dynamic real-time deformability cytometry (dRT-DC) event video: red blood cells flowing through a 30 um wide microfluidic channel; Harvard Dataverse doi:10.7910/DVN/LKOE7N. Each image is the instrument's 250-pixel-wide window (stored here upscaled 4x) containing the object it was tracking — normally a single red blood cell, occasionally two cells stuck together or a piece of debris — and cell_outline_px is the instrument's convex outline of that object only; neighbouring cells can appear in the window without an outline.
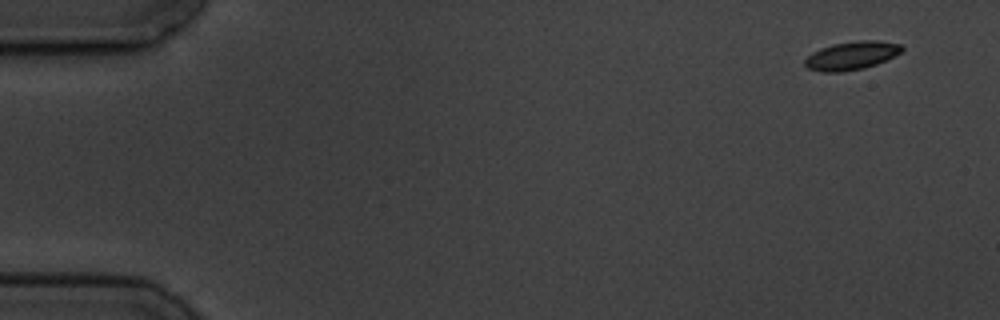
{"species": "common noctule bat (a hibernating species)", "species_latin": "Nyctalus noctula", "temperature_condition": "cold", "stored_images_in_passage": 3, "camera_frame_rate_fps": 3000, "um_per_image_px": 0.085, "animal": {"sex": "male", "body_mass_g": 19.5, "forearm_length_mm": 54.6}, "frame": {"image": 1, "passage_image": 1, "time_ms": 0.0, "image_size_px": [1000, 320], "cell_outline_px": [[904, 48], [900, 52], [876, 64], [864, 68], [840, 72], [824, 72], [808, 68], [804, 64], [804, 60], [812, 52], [820, 48], [832, 44], [856, 40], [876, 40], [900, 44]], "centroid_in_image_um": [72.35, 4.71], "position_along_channel_um": 12.7, "area_um2": 15.9}}